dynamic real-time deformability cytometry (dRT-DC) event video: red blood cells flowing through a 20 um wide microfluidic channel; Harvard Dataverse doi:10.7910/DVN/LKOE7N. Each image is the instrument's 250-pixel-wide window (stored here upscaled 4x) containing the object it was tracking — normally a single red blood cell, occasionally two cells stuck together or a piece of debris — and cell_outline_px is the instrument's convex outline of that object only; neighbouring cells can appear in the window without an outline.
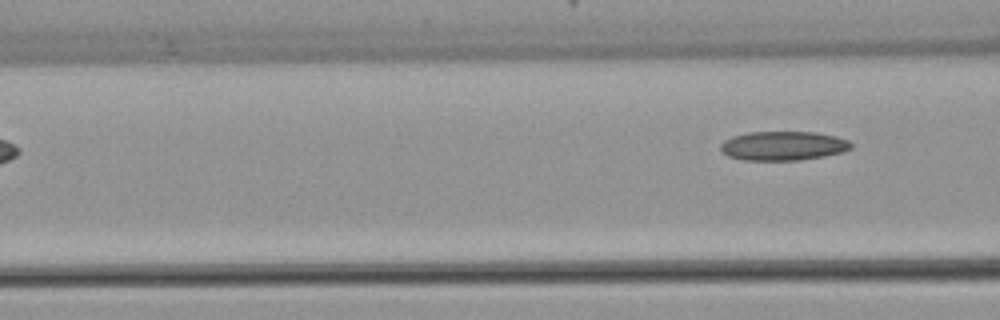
{"species": "common noctule bat (a hibernating species)", "species_latin": "Nyctalus noctula", "temperature_condition": "warm", "stored_images_in_passage": 6, "segment_of_instrument_passage": [2, 2], "camera_frame_rate_fps": 3000, "um_per_image_px": 0.085, "animal": {"sex": "female", "body_mass_g": 22.7, "forearm_length_mm": 54.2}, "frame": {"image": 1, "passage_image": 6, "time_ms": 7.667, "image_size_px": [1000, 320], "cell_outline_px": [[852, 148], [844, 152], [824, 156], [800, 160], [744, 160], [728, 156], [720, 148], [720, 144], [724, 140], [732, 136], [748, 132], [816, 132], [836, 136], [848, 140], [852, 144]], "centroid_in_image_um": [66.59, 12.39], "position_along_channel_um": 100.0, "area_um2": 22.25}}